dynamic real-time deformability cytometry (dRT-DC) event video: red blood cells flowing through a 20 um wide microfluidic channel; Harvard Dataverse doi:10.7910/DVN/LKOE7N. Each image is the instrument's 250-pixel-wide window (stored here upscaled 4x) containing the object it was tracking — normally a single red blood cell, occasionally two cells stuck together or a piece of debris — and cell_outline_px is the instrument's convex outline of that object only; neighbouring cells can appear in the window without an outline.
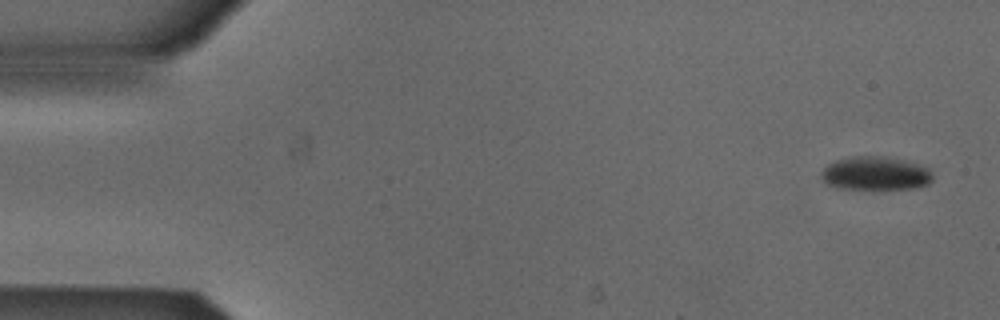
{"species": "Egyptian fruit bat (a non-hibernating species)", "species_latin": "Rousettus aegyptiacus", "temperature_condition": "cold", "stored_images_in_passage": 4, "camera_frame_rate_fps": 3000, "um_per_image_px": 0.085, "animal": {"sex": "male"}, "frame": {"image": 1, "passage_image": 1, "time_ms": 0.0, "image_size_px": [1000, 320], "cell_outline_px": [[932, 180], [928, 184], [916, 188], [872, 192], [836, 188], [820, 180], [820, 172], [828, 164], [836, 160], [852, 156], [884, 156], [904, 160], [928, 168], [932, 172]], "centroid_in_image_um": [74.38, 14.8], "position_along_channel_um": 10.6, "area_um2": 22.89}}